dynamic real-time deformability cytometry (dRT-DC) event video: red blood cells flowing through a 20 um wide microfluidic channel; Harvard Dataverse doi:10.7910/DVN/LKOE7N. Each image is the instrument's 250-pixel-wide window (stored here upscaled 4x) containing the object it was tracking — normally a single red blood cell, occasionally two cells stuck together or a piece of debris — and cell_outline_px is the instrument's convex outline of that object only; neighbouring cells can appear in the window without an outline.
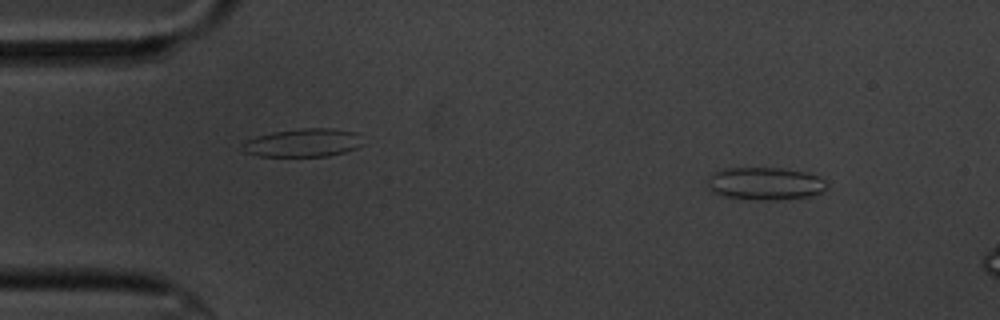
{"species": "common noctule bat (a hibernating species)", "species_latin": "Nyctalus noctula", "temperature_condition": "cold", "stored_images_in_passage": 16, "camera_frame_rate_fps": 3000, "um_per_image_px": 0.085, "animal": {"sex": "male", "body_mass_g": 20.1, "forearm_length_mm": 53.5}, "frame": {"image": 1, "passage_image": 6, "time_ms": 1.667, "image_size_px": [1000, 320], "cell_outline_px": [[828, 188], [812, 196], [772, 200], [752, 200], [724, 196], [708, 188], [708, 176], [712, 172], [724, 168], [780, 168], [808, 172], [824, 180], [828, 184]], "centroid_in_image_um": [65.03, 15.6], "position_along_channel_um": 20.0, "area_um2": 22.83}}